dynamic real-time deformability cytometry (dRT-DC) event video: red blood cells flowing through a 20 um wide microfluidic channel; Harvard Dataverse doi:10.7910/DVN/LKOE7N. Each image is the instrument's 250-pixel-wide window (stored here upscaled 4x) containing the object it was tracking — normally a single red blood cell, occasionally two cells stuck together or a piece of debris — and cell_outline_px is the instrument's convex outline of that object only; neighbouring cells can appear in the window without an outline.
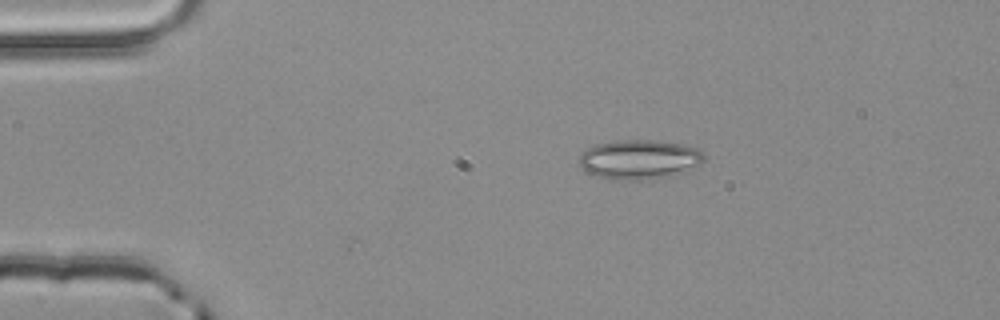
{"species": "common noctule bat (a hibernating species)", "species_latin": "Nyctalus noctula", "temperature_condition": "room temperature", "stored_images_in_passage": 2, "camera_frame_rate_fps": 3000, "um_per_image_px": 0.085, "animal": {"sex": "male", "body_mass_g": 20.4}, "frame": {"image": 1, "passage_image": 1, "time_ms": 0.0, "image_size_px": [1000, 320], "cell_outline_px": [[704, 160], [700, 164], [684, 172], [672, 176], [632, 180], [616, 180], [596, 176], [580, 168], [580, 156], [588, 148], [596, 144], [616, 140], [652, 140], [684, 144], [696, 148], [704, 152]], "centroid_in_image_um": [54.36, 13.55], "position_along_channel_um": 30.6, "area_um2": 28.73}}